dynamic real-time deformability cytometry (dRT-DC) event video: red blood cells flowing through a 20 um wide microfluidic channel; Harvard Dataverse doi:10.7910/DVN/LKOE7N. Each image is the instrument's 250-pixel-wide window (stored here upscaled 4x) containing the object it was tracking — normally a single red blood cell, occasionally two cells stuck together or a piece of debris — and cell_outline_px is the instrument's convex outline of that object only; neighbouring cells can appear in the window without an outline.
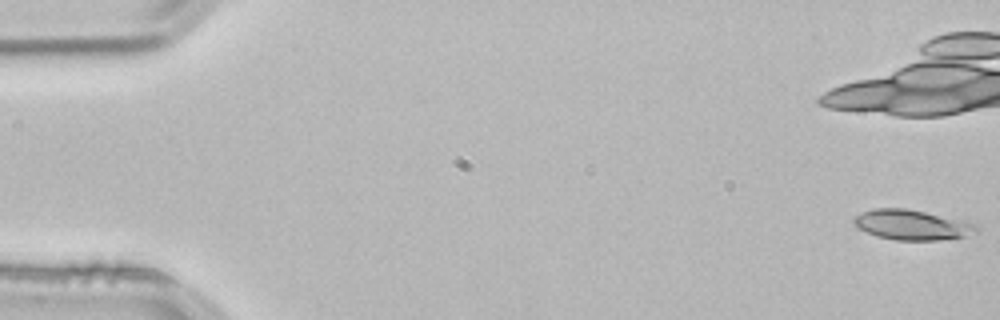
{"species": "common noctule bat (a hibernating species)", "species_latin": "Nyctalus noctula", "temperature_condition": "room temperature", "stored_images_in_passage": 19, "camera_frame_rate_fps": 3000, "um_per_image_px": 0.085, "animal": {"sex": "male", "body_mass_g": 21.5, "forearm_length_mm": 52.0}, "frame": {"image": 1, "passage_image": 1, "time_ms": 0.0, "image_size_px": [1000, 320], "cell_outline_px": [[980, 228], [976, 232], [964, 236], [940, 240], [896, 240], [876, 236], [856, 228], [852, 224], [852, 220], [856, 216], [872, 208], [904, 208], [964, 220], [976, 224]], "centroid_in_image_um": [77.49, 19.11], "position_along_channel_um": 7.5, "area_um2": 21.5}}